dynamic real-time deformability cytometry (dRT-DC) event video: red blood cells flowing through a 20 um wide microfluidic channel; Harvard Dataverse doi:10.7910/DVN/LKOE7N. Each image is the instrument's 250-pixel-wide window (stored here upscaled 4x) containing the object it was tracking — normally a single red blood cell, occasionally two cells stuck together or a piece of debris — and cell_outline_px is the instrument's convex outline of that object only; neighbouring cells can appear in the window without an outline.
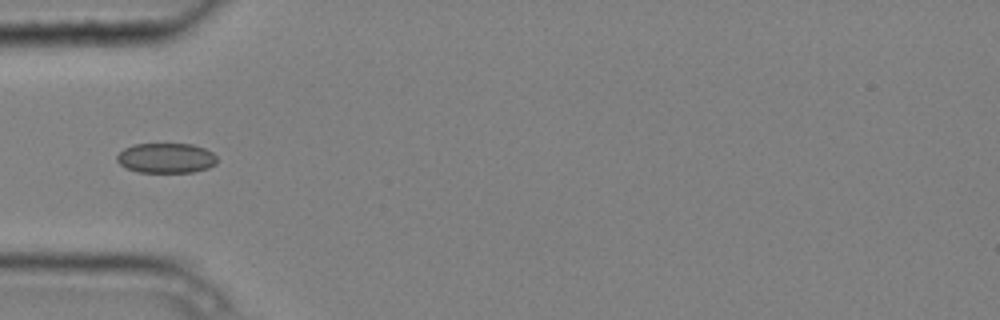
{"species": "common noctule bat (a hibernating species)", "species_latin": "Nyctalus noctula", "temperature_condition": "cold", "stored_images_in_passage": 8, "camera_frame_rate_fps": 3000, "um_per_image_px": 0.085, "animal": {"sex": "male", "body_mass_g": 20.4}, "frame": {"image": 1, "passage_image": 3, "time_ms": 0.667, "image_size_px": [1000, 320], "cell_outline_px": [[216, 164], [208, 168], [192, 172], [140, 172], [128, 168], [120, 164], [116, 160], [116, 156], [124, 148], [136, 144], [192, 144], [204, 148], [212, 152], [216, 156]], "centroid_in_image_um": [14.13, 13.43], "position_along_channel_um": 70.9, "area_um2": 17.4}}
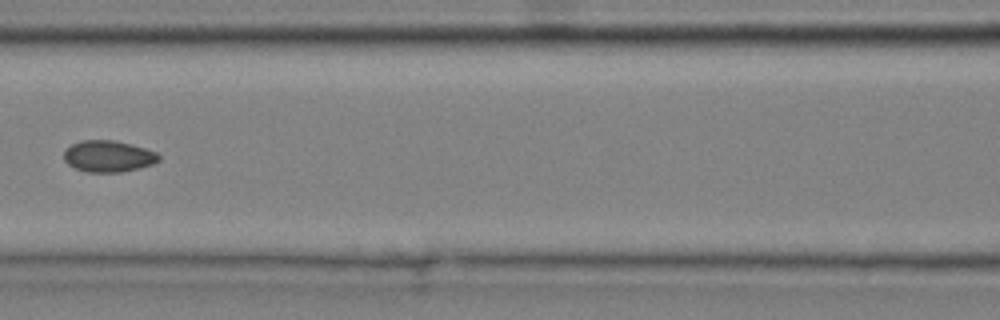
{"frame": {"image": 2, "passage_image": 5, "time_ms": 1.333, "image_size_px": [1000, 320], "cell_outline_px": [[160, 160], [152, 164], [140, 168], [120, 172], [88, 172], [76, 168], [68, 164], [64, 160], [64, 152], [72, 144], [84, 140], [112, 140], [132, 144], [156, 152], [160, 156]], "centroid_in_image_um": [9.23, 13.28], "position_along_channel_um": 157.4, "area_um2": 17.28}}
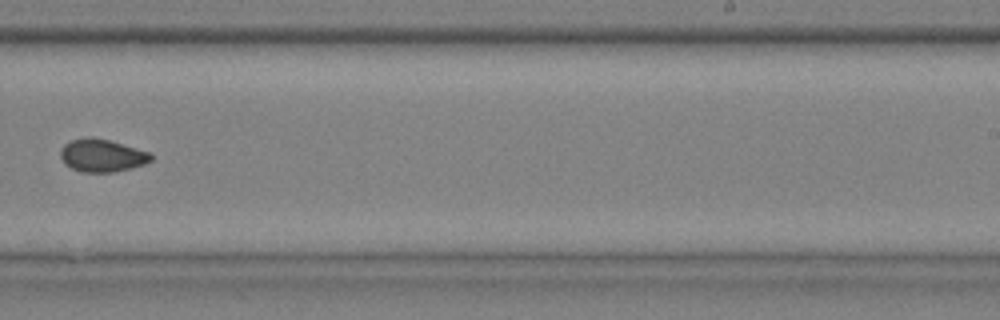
{"frame": {"image": 3, "passage_image": 8, "time_ms": 2.333, "image_size_px": [1000, 320], "cell_outline_px": [[152, 160], [144, 164], [132, 168], [112, 172], [80, 172], [64, 164], [60, 156], [60, 148], [64, 144], [72, 140], [108, 140], [136, 148], [148, 152], [152, 156]], "centroid_in_image_um": [8.66, 13.27], "position_along_channel_um": 280.3, "area_um2": 16.7}}